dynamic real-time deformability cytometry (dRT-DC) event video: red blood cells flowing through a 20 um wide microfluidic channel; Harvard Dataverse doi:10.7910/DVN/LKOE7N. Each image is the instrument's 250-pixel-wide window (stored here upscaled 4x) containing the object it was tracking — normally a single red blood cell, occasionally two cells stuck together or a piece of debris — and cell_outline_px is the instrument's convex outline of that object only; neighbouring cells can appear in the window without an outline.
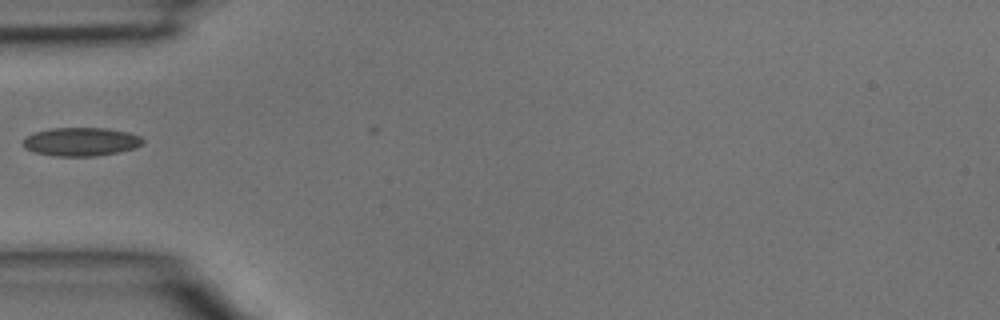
{"species": "common noctule bat (a hibernating species)", "species_latin": "Nyctalus noctula", "temperature_condition": "room temperature", "stored_images_in_passage": 4, "camera_frame_rate_fps": 3000, "um_per_image_px": 0.085, "animal": {"sex": "male", "body_mass_g": 15.6}, "frame": {"image": 1, "passage_image": 4, "time_ms": 1.0, "image_size_px": [1000, 320], "cell_outline_px": [[144, 144], [136, 148], [96, 156], [56, 156], [36, 152], [24, 148], [20, 144], [24, 136], [36, 132], [52, 128], [108, 128], [128, 132], [140, 136], [144, 140]], "centroid_in_image_um": [6.87, 12.04], "position_along_channel_um": 78.1, "area_um2": 20.06}}